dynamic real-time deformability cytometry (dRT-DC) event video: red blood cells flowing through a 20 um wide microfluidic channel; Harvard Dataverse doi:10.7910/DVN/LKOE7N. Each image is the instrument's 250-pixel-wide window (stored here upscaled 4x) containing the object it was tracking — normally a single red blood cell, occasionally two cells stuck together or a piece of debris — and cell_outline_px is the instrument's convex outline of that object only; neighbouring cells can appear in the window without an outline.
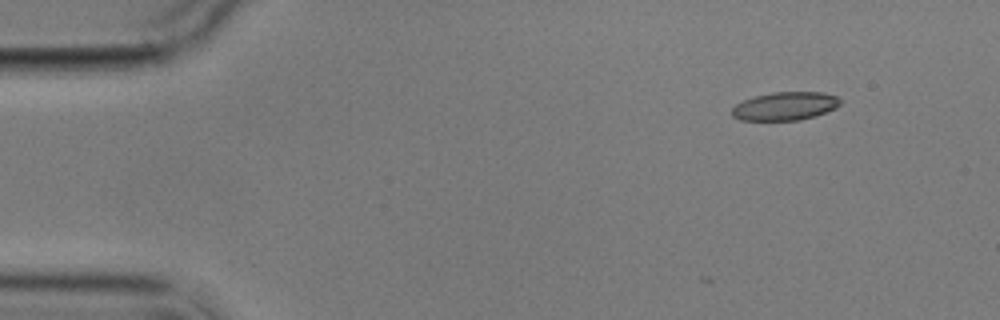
{"species": "common noctule bat (a hibernating species)", "species_latin": "Nyctalus noctula", "temperature_condition": "cold", "stored_images_in_passage": 3, "camera_frame_rate_fps": 3000, "um_per_image_px": 0.085, "animal": {"sex": "male", "body_mass_g": 17.9}, "frame": {"image": 1, "passage_image": 1, "time_ms": 0.0, "image_size_px": [1000, 320], "cell_outline_px": [[840, 104], [836, 108], [800, 120], [740, 120], [732, 116], [732, 108], [736, 104], [744, 100], [756, 96], [772, 92], [824, 92], [836, 96], [840, 100]], "centroid_in_image_um": [66.72, 9.01], "position_along_channel_um": 18.3, "area_um2": 17.69}}